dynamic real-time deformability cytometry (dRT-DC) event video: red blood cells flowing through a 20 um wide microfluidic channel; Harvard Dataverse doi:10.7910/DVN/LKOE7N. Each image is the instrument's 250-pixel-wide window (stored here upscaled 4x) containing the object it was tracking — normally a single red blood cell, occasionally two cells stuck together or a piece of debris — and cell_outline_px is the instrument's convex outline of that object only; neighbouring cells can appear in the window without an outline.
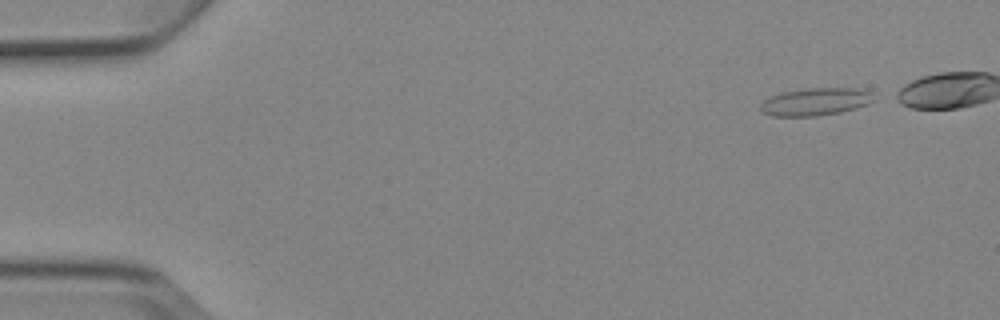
{"species": "Egyptian fruit bat (a non-hibernating species)", "species_latin": "Rousettus aegyptiacus", "temperature_condition": "cold", "stored_images_in_passage": 5, "camera_frame_rate_fps": 3000, "um_per_image_px": 0.085, "animal": {"sex": "female"}, "frame": {"image": 1, "passage_image": 1, "time_ms": 0.0, "image_size_px": [1000, 320], "cell_outline_px": [[876, 100], [868, 104], [856, 108], [840, 112], [816, 116], [772, 116], [760, 112], [760, 104], [764, 100], [780, 92], [808, 88], [856, 88], [872, 92]], "centroid_in_image_um": [69.32, 8.64], "position_along_channel_um": 15.7, "area_um2": 18.38}}